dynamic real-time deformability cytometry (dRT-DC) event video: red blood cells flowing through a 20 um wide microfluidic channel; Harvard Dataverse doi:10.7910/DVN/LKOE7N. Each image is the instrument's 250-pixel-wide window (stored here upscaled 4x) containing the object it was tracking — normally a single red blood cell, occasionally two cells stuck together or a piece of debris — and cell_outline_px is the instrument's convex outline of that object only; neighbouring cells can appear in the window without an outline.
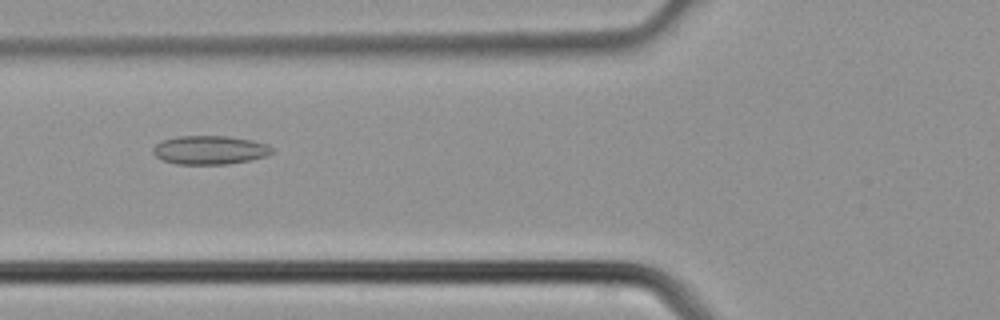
{"species": "common noctule bat (a hibernating species)", "species_latin": "Nyctalus noctula", "temperature_condition": "cold", "stored_images_in_passage": 5, "camera_frame_rate_fps": 3000, "um_per_image_px": 0.085, "animal": {"sex": "male", "body_mass_g": 21.5, "forearm_length_mm": 52.0}, "frame": {"image": 1, "passage_image": 5, "time_ms": 1.333, "image_size_px": [1000, 320], "cell_outline_px": [[272, 152], [264, 156], [248, 160], [228, 164], [176, 164], [164, 160], [156, 156], [152, 152], [152, 148], [160, 140], [176, 136], [228, 136], [252, 140], [268, 144], [272, 148]], "centroid_in_image_um": [17.79, 12.74], "position_along_channel_um": 108.0, "area_um2": 19.88}}